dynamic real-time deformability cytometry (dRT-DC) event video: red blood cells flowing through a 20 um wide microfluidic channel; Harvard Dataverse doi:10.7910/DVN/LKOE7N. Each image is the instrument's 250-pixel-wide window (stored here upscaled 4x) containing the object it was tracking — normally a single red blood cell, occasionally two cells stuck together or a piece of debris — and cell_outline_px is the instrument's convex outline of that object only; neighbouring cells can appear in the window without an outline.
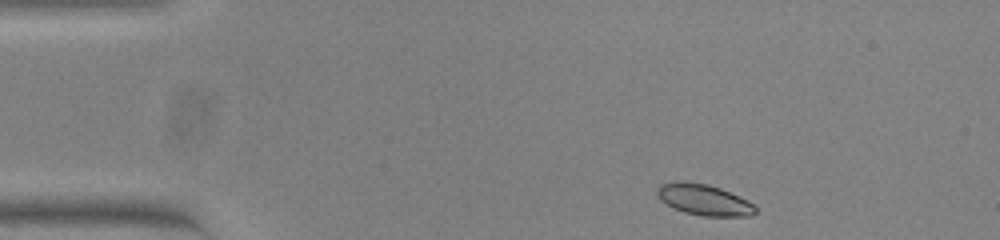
{"species": "common noctule bat (a hibernating species)", "species_latin": "Nyctalus noctula", "temperature_condition": "warm", "stored_images_in_passage": 47, "camera_frame_rate_fps": 3000, "um_per_image_px": 0.085, "animal": {"sex": "female", "body_mass_g": 23.0, "forearm_length_mm": 53.4}, "frame": {"image": 1, "passage_image": 1, "time_ms": 0.0, "image_size_px": [1000, 240], "cell_outline_px": [[756, 212], [752, 216], [700, 216], [684, 212], [672, 208], [660, 200], [656, 196], [656, 188], [660, 184], [676, 180], [680, 180], [708, 184], [720, 188], [748, 200], [756, 208]], "centroid_in_image_um": [59.78, 16.97], "position_along_channel_um": 25.2, "area_um2": 18.09}}
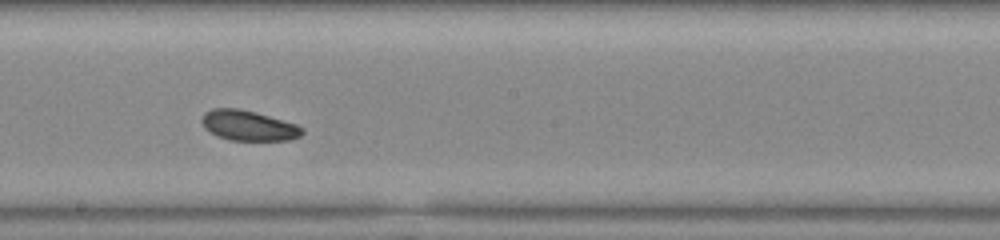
{"frame": {"image": 2, "passage_image": 23, "time_ms": 7.333, "image_size_px": [1000, 240], "cell_outline_px": [[304, 132], [300, 136], [288, 140], [228, 140], [216, 136], [204, 128], [200, 120], [204, 112], [212, 108], [236, 108], [268, 116], [296, 124], [304, 128]], "centroid_in_image_um": [21.07, 10.68], "position_along_channel_um": 227.1, "area_um2": 17.63}}
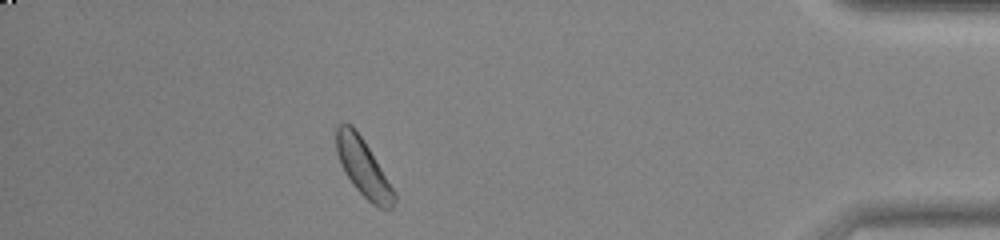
{"frame": {"image": 3, "passage_image": 41, "time_ms": 13.333, "image_size_px": [1000, 240], "cell_outline_px": [[396, 200], [392, 208], [380, 208], [372, 204], [352, 184], [344, 172], [340, 164], [336, 152], [336, 128], [340, 124], [352, 124], [364, 140], [396, 192]], "centroid_in_image_um": [30.88, 14.25], "position_along_channel_um": 404.3, "area_um2": 19.36}, "authors_computed_cell_mechanics": {"area_um2": 18.0914, "velocity_mm_per_s": 3.7629, "shape_relaxation_time_tau1_ms": 1.3216, "shape_relaxation_time_tau2_ms": 8.469, "deformation_change_tau1": 0.0779, "deformation_change_tau2": 0.1432}}